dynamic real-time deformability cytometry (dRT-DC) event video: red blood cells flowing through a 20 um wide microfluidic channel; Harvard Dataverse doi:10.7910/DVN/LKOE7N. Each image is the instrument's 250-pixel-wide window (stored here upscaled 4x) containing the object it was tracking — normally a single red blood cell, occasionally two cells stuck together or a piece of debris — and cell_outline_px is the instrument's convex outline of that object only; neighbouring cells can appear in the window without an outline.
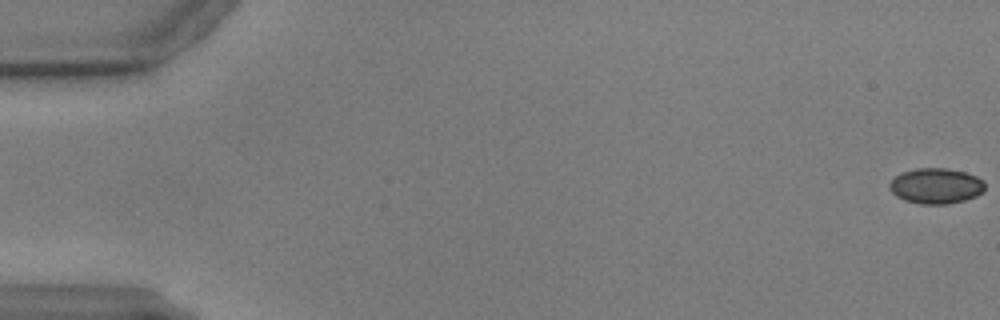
{"species": "common noctule bat (a hibernating species)", "species_latin": "Nyctalus noctula", "temperature_condition": "warm", "stored_images_in_passage": 60, "camera_frame_rate_fps": 3000, "um_per_image_px": 0.085, "animal": {"sex": "male", "body_mass_g": 17.9, "forearm_length_mm": 54.2}, "frame": {"image": 1, "passage_image": 1, "time_ms": 0.0, "image_size_px": [1000, 320], "cell_outline_px": [[984, 192], [976, 196], [964, 200], [948, 204], [920, 204], [904, 200], [896, 196], [888, 188], [888, 184], [896, 176], [904, 172], [916, 168], [948, 168], [964, 172], [976, 176], [984, 180]], "centroid_in_image_um": [79.56, 15.81], "position_along_channel_um": 5.4, "area_um2": 19.83}}
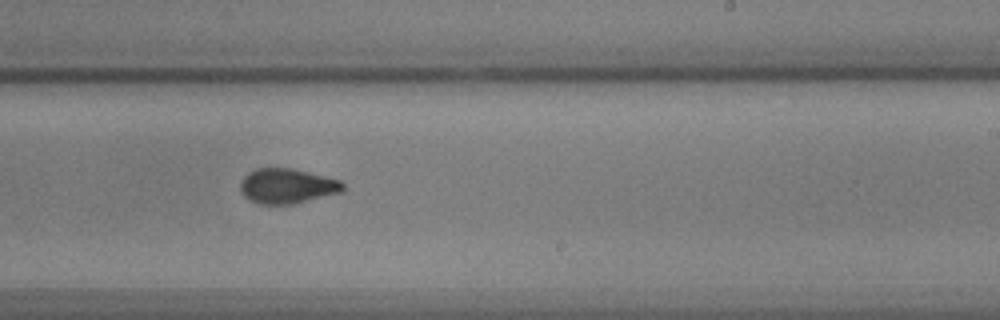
{"frame": {"image": 2, "passage_image": 37, "time_ms": 12.0, "image_size_px": [1000, 320], "cell_outline_px": [[344, 192], [292, 204], [260, 204], [248, 200], [240, 192], [240, 180], [248, 172], [256, 168], [292, 168], [340, 180], [344, 184]], "centroid_in_image_um": [24.38, 15.81], "position_along_channel_um": 264.6, "area_um2": 21.1}}
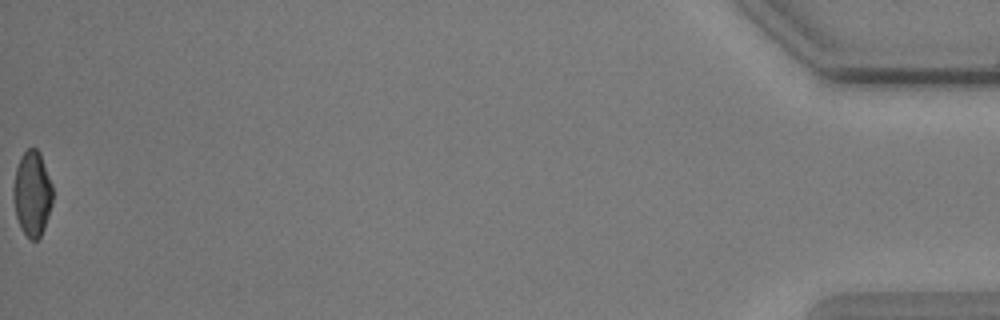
{"frame": {"image": 3, "passage_image": 60, "time_ms": 19.667, "image_size_px": [1000, 320], "cell_outline_px": [[52, 204], [44, 228], [40, 236], [36, 240], [32, 240], [20, 228], [16, 216], [12, 196], [12, 188], [16, 168], [20, 156], [28, 148], [36, 148], [40, 152], [52, 184]], "centroid_in_image_um": [2.72, 16.43], "position_along_channel_um": 432.5, "area_um2": 19.59}}